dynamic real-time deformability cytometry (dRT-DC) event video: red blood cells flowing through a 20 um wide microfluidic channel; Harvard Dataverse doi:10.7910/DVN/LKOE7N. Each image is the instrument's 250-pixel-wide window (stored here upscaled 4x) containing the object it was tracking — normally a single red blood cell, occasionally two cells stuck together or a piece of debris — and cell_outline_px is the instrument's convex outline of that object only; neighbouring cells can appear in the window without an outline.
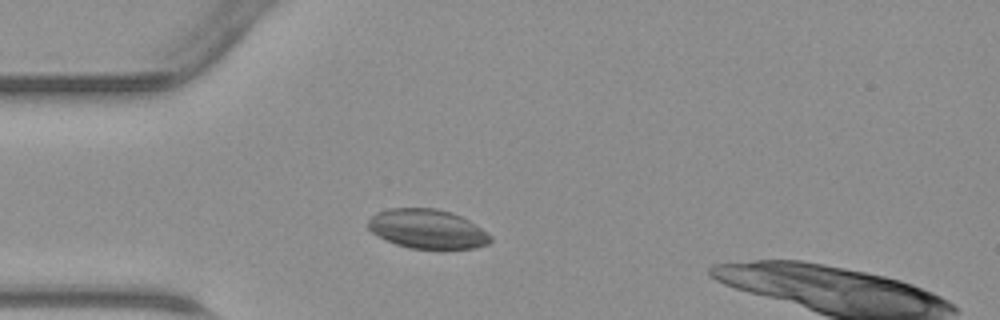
{"species": "common noctule bat (a hibernating species)", "species_latin": "Nyctalus noctula", "temperature_condition": "warm", "stored_images_in_passage": 38, "camera_frame_rate_fps": 3000, "um_per_image_px": 0.085, "animal": {"sex": "male", "body_mass_g": 23.1, "forearm_length_mm": 52.7}, "frame": {"image": 1, "passage_image": 8, "time_ms": 2.333, "image_size_px": [1000, 320], "cell_outline_px": [[492, 240], [488, 244], [476, 248], [412, 248], [396, 244], [372, 232], [368, 228], [368, 220], [376, 212], [388, 208], [436, 208], [460, 216], [476, 224], [492, 236]], "centroid_in_image_um": [36.33, 19.45], "position_along_channel_um": 48.7, "area_um2": 27.74}}
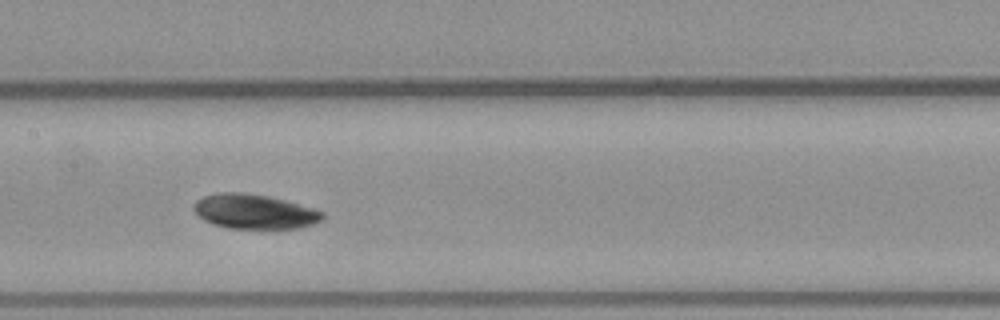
{"frame": {"image": 2, "passage_image": 18, "time_ms": 5.667, "image_size_px": [1000, 320], "cell_outline_px": [[324, 220], [316, 224], [300, 228], [228, 228], [216, 224], [200, 216], [192, 208], [192, 204], [196, 200], [204, 196], [216, 192], [244, 192], [268, 196], [316, 208], [324, 212]], "centroid_in_image_um": [21.69, 17.97], "position_along_channel_um": 185.7, "area_um2": 26.07}}
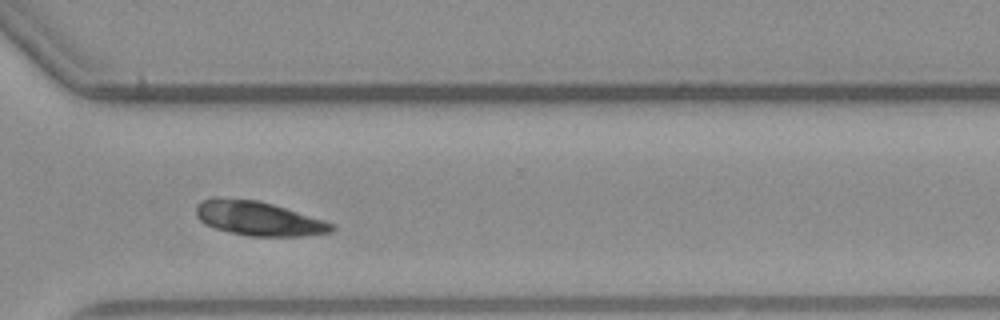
{"frame": {"image": 3, "passage_image": 29, "time_ms": 9.333, "image_size_px": [1000, 320], "cell_outline_px": [[336, 228], [332, 232], [304, 236], [248, 236], [216, 228], [204, 224], [196, 216], [196, 204], [200, 200], [212, 196], [220, 196], [260, 200], [324, 220], [336, 224]], "centroid_in_image_um": [21.94, 18.54], "position_along_channel_um": 348.7, "area_um2": 27.51}}